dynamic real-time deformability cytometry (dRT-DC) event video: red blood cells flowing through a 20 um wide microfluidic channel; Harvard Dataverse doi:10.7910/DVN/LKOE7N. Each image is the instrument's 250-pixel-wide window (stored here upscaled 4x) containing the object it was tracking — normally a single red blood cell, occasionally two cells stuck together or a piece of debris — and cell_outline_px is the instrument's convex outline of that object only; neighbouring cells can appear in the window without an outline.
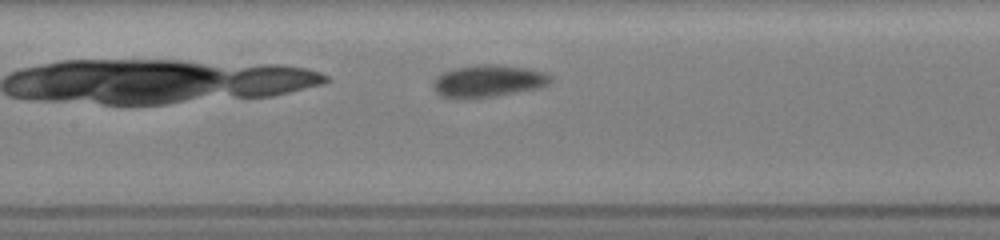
{"species": "common noctule bat (a hibernating species)", "species_latin": "Nyctalus noctula", "temperature_condition": "room temperature", "stored_images_in_passage": 18, "camera_frame_rate_fps": 3000, "um_per_image_px": 0.085, "animal": {"sex": "female", "body_mass_g": 19.5, "forearm_length_mm": 54.1}, "frame": {"image": 1, "passage_image": 6, "time_ms": 2.333, "image_size_px": [1000, 240], "cell_outline_px": [[552, 80], [548, 84], [536, 88], [496, 96], [464, 100], [452, 100], [440, 96], [432, 88], [432, 80], [436, 76], [444, 72], [456, 68], [476, 64], [492, 64], [528, 68], [552, 76]], "centroid_in_image_um": [41.39, 6.92], "position_along_channel_um": 166.0, "area_um2": 22.37}}
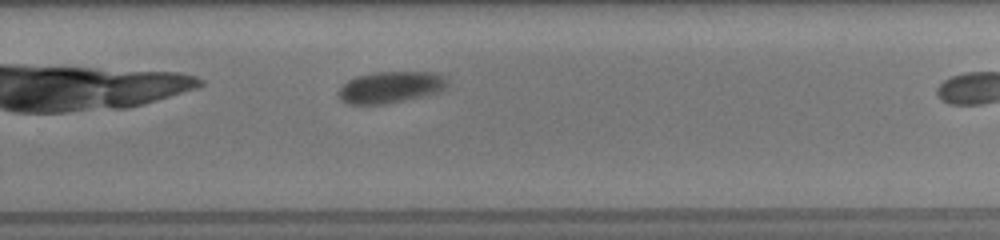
{"frame": {"image": 2, "passage_image": 13, "time_ms": 5.667, "image_size_px": [1000, 240], "cell_outline_px": [[448, 84], [440, 92], [404, 100], [384, 104], [348, 104], [340, 100], [340, 88], [348, 80], [356, 76], [376, 72], [428, 72], [440, 76], [448, 80]], "centroid_in_image_um": [33.18, 7.42], "position_along_channel_um": 296.6, "area_um2": 19.71}}